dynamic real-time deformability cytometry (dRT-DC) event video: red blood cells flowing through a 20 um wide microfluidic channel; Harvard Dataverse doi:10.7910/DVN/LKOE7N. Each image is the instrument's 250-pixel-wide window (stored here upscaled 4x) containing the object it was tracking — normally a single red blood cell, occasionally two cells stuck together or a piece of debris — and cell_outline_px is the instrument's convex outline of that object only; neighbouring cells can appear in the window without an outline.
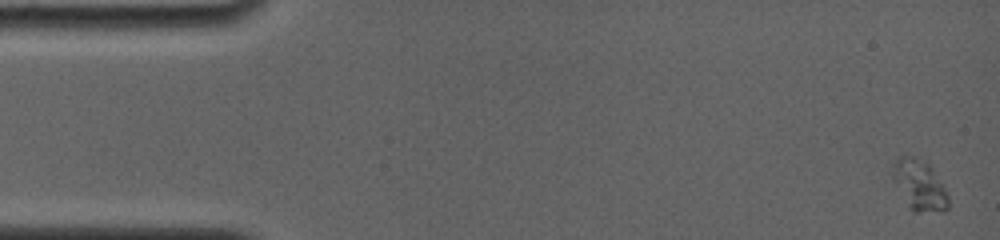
{"species": "common noctule bat (a hibernating species)", "species_latin": "Nyctalus noctula", "temperature_condition": "room temperature", "stored_images_in_passage": 5, "camera_frame_rate_fps": 4000, "um_per_image_px": 0.085, "animal": {"sex": "female", "body_mass_g": 19.0, "forearm_length_mm": 56.7}, "frame": {"image": 1, "passage_image": 1, "time_ms": 0.0, "image_size_px": [1000, 240], "cell_outline_px": [[948, 208], [944, 212], [912, 212], [908, 208], [892, 180], [892, 164], [896, 156], [912, 156], [928, 160], [944, 184], [948, 196]], "centroid_in_image_um": [78.14, 15.71], "position_along_channel_um": 6.9, "area_um2": 17.28}}
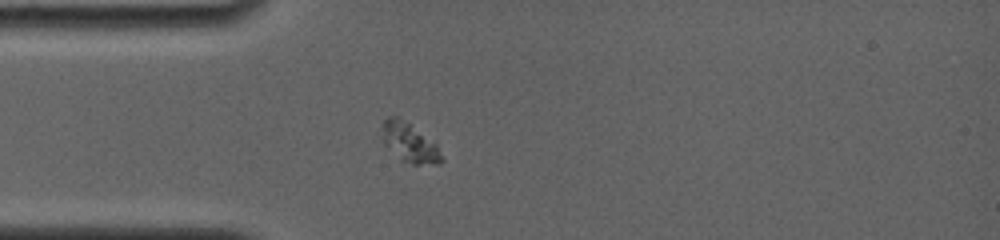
{"frame": {"image": 2, "passage_image": 5, "time_ms": 4.25, "image_size_px": [1000, 240], "cell_outline_px": [[444, 160], [440, 164], [412, 164], [404, 160], [384, 144], [384, 120], [388, 116], [396, 116], [408, 124], [436, 144]], "centroid_in_image_um": [34.85, 12.15], "position_along_channel_um": 50.1, "area_um2": 12.77}}